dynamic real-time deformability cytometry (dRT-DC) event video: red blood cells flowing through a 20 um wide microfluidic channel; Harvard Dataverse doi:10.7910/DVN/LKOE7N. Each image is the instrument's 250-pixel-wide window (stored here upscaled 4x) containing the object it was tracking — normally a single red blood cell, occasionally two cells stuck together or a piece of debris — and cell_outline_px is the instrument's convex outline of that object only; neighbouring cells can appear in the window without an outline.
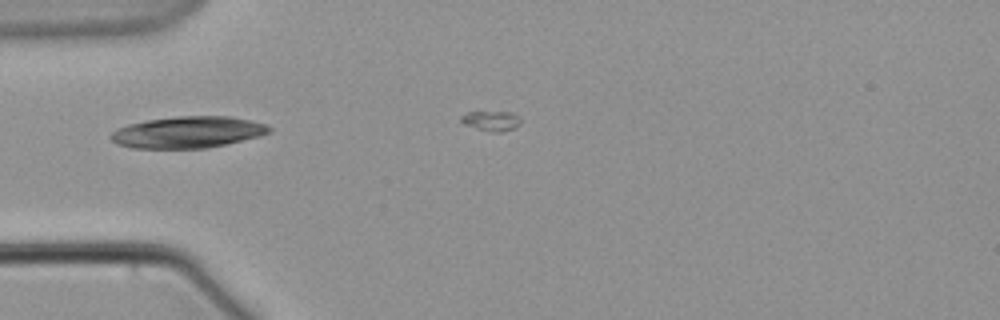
{"species": "common noctule bat (a hibernating species)", "species_latin": "Nyctalus noctula", "temperature_condition": "warm", "stored_images_in_passage": 7, "camera_frame_rate_fps": 3000, "um_per_image_px": 0.085, "animal": {"sex": "male", "body_mass_g": 21.5, "forearm_length_mm": 52.0}, "frame": {"image": 1, "passage_image": 3, "time_ms": 5.667, "image_size_px": [1000, 320], "cell_outline_px": [[272, 128], [268, 132], [260, 136], [208, 148], [132, 148], [120, 144], [112, 140], [108, 136], [116, 128], [128, 124], [148, 120], [176, 116], [232, 116], [252, 120], [264, 124]], "centroid_in_image_um": [15.96, 11.23], "position_along_channel_um": 69.0, "area_um2": 29.07}}